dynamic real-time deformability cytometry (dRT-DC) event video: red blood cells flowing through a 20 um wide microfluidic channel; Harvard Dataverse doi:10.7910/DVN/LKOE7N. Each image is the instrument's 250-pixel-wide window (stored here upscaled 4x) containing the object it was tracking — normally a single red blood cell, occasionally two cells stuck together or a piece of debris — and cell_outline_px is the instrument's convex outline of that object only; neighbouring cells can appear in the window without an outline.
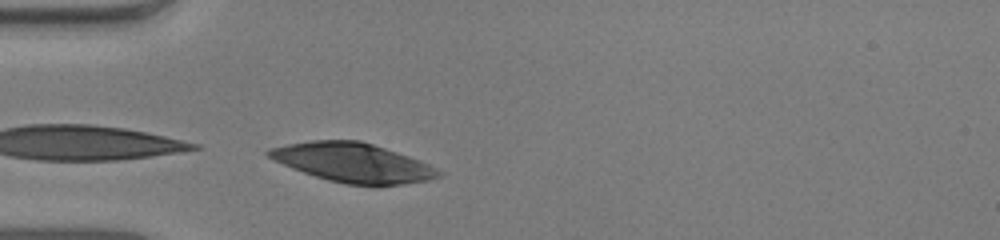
{"species": "human", "species_latin": "Homo sapiens", "temperature_condition": "warm", "stored_images_in_passage": 6, "camera_frame_rate_fps": 3000, "um_per_image_px": 0.085, "donor": {"sex": "male"}, "frame": {"image": 1, "passage_image": 6, "time_ms": 1.667, "image_size_px": [1000, 240], "cell_outline_px": [[444, 172], [440, 176], [428, 180], [376, 188], [344, 184], [328, 180], [292, 168], [268, 156], [264, 152], [268, 148], [288, 144], [312, 140], [360, 140], [408, 156], [428, 164]], "centroid_in_image_um": [30.02, 13.85], "position_along_channel_um": 55.0, "area_um2": 38.96}}